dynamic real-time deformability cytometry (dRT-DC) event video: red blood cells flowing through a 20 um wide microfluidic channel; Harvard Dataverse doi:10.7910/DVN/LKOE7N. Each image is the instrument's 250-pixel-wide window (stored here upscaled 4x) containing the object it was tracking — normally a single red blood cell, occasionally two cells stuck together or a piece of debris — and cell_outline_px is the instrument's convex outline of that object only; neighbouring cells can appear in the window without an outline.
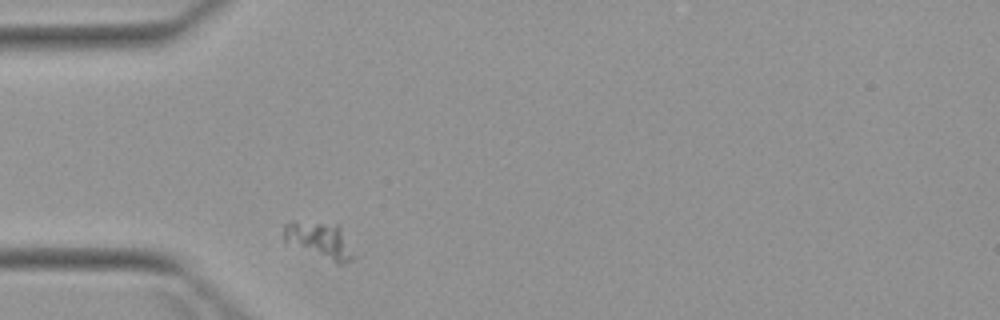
{"species": "Egyptian fruit bat (a non-hibernating species)", "species_latin": "Rousettus aegyptiacus", "temperature_condition": "warm", "stored_images_in_passage": 2, "camera_frame_rate_fps": 3000, "um_per_image_px": 0.085, "animal": {"sex": "female"}, "frame": {"image": 1, "passage_image": 2, "time_ms": 1.333, "image_size_px": [1000, 320], "cell_outline_px": [[356, 256], [352, 260], [344, 264], [336, 264], [284, 244], [284, 224], [292, 220], [336, 224], [340, 228]], "centroid_in_image_um": [27.12, 20.46], "position_along_channel_um": 57.9, "area_um2": 15.37}}